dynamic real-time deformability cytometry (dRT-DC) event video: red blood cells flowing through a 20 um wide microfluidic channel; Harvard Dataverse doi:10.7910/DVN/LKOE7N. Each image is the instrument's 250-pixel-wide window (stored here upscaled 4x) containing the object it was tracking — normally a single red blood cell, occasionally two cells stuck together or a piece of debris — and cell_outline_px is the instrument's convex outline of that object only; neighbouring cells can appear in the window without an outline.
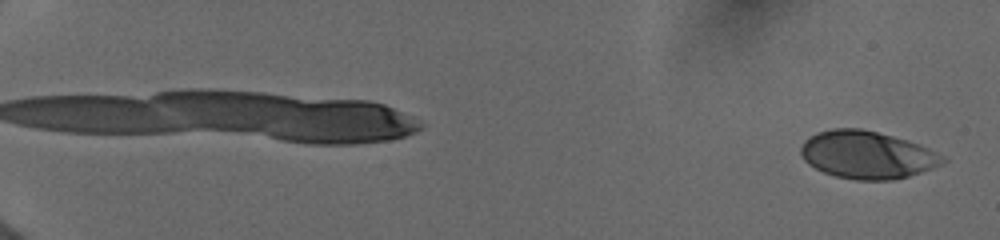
{"species": "human", "species_latin": "Homo sapiens", "temperature_condition": "cold", "stored_images_in_passage": 29, "camera_frame_rate_fps": 3000, "um_per_image_px": 0.085, "donor": {"sex": "female"}, "frame": {"image": 1, "passage_image": 29, "time_ms": 6.0, "image_size_px": [1000, 240], "cell_outline_px": [[948, 160], [932, 168], [908, 176], [892, 180], [856, 180], [836, 176], [824, 172], [808, 164], [804, 160], [800, 152], [800, 148], [804, 140], [816, 132], [832, 128], [860, 128], [908, 140], [920, 144], [944, 156]], "centroid_in_image_um": [73.68, 13.15], "position_along_channel_um": 11.3, "area_um2": 39.36}}